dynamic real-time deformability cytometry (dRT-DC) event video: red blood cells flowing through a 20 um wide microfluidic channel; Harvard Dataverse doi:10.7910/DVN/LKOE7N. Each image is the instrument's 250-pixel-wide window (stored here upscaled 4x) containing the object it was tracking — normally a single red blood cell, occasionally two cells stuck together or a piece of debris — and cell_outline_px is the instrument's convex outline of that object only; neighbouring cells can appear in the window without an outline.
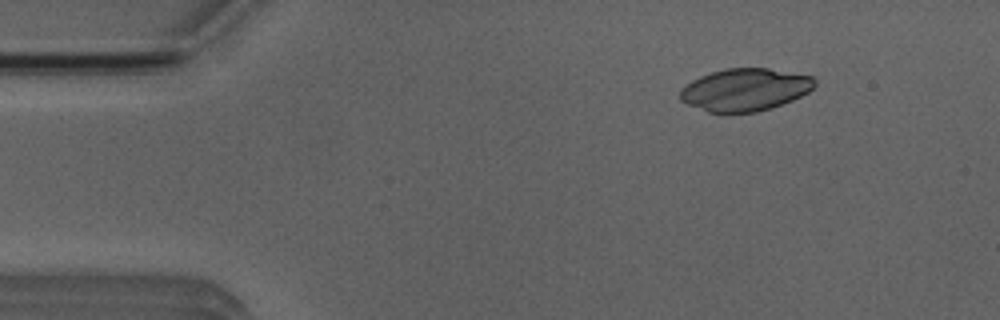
{"species": "Egyptian fruit bat (a non-hibernating species)", "species_latin": "Rousettus aegyptiacus", "temperature_condition": "room temperature", "stored_images_in_passage": 2, "camera_frame_rate_fps": 3000, "um_per_image_px": 0.085, "animal": {"sex": "male"}, "frame": {"image": 1, "passage_image": 2, "time_ms": 1.333, "image_size_px": [1000, 320], "cell_outline_px": [[816, 84], [808, 92], [792, 100], [756, 112], [708, 112], [688, 104], [680, 100], [680, 88], [692, 80], [700, 76], [724, 68], [768, 68], [812, 76], [816, 80]], "centroid_in_image_um": [63.31, 7.61], "position_along_channel_um": 21.7, "area_um2": 33.06}}